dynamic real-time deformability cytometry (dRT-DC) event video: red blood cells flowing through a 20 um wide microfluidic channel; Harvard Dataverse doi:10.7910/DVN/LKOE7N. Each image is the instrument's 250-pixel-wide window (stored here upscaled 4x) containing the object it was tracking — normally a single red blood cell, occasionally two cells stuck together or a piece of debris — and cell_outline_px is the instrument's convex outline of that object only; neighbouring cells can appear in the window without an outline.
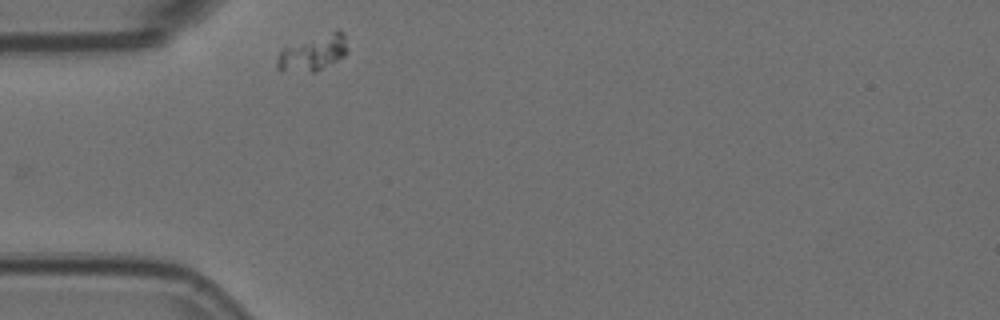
{"species": "Egyptian fruit bat (a non-hibernating species)", "species_latin": "Rousettus aegyptiacus", "temperature_condition": "room temperature", "stored_images_in_passage": 1, "camera_frame_rate_fps": 3000, "um_per_image_px": 0.085, "animal": {"sex": "female"}, "frame": {"image": 1, "passage_image": 1, "time_ms": 0.0, "image_size_px": [1000, 320], "cell_outline_px": [[348, 52], [344, 56], [316, 72], [280, 72], [276, 68], [276, 60], [280, 52], [284, 48], [336, 28], [344, 32], [348, 48]], "centroid_in_image_um": [26.63, 4.5], "position_along_channel_um": 58.4, "area_um2": 15.03}}